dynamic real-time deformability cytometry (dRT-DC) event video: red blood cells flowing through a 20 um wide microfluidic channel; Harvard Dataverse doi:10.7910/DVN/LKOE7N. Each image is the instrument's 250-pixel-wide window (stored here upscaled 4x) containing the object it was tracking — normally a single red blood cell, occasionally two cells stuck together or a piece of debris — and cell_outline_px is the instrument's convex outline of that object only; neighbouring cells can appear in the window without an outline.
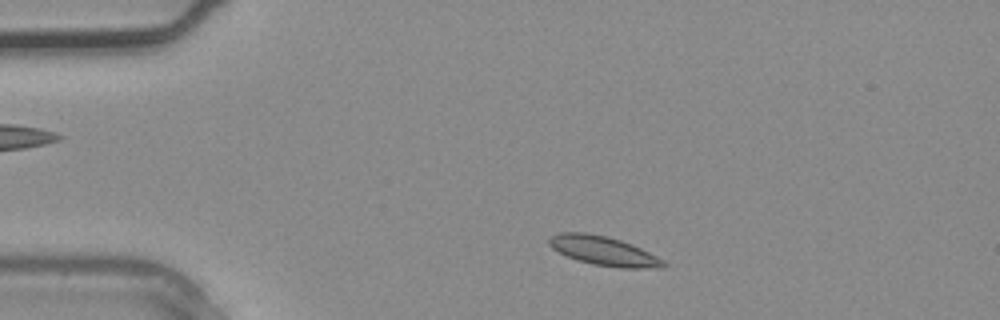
{"species": "common noctule bat (a hibernating species)", "species_latin": "Nyctalus noctula", "temperature_condition": "warm", "stored_images_in_passage": 2, "camera_frame_rate_fps": 3000, "um_per_image_px": 0.085, "animal": {"sex": "male", "body_mass_g": 20.4}, "frame": {"image": 1, "passage_image": 1, "time_ms": 0.0, "image_size_px": [1000, 320], "cell_outline_px": [[668, 264], [664, 268], [620, 268], [592, 264], [568, 256], [552, 248], [548, 244], [548, 240], [552, 236], [560, 232], [584, 232], [608, 236], [620, 240], [640, 248], [664, 260]], "centroid_in_image_um": [51.33, 21.33], "position_along_channel_um": 33.7, "area_um2": 19.31}}
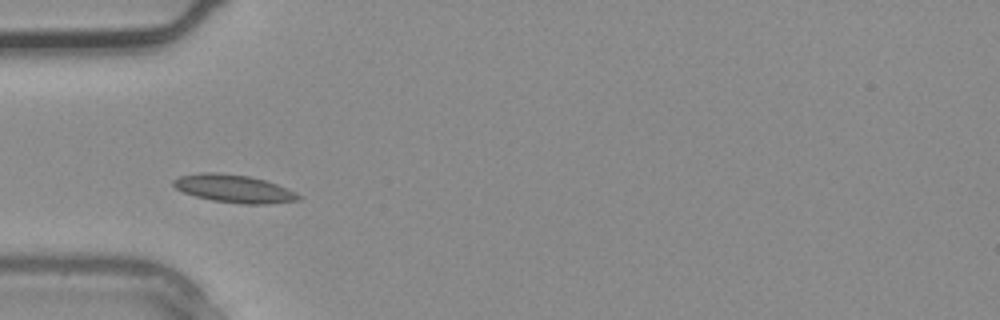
{"frame": {"image": 2, "passage_image": 2, "time_ms": 0.333, "image_size_px": [1000, 320], "cell_outline_px": [[304, 196], [300, 200], [268, 204], [244, 204], [212, 200], [196, 196], [184, 192], [176, 188], [172, 184], [172, 180], [180, 176], [200, 172], [216, 172], [248, 176], [264, 180], [276, 184], [296, 192]], "centroid_in_image_um": [19.91, 16.04], "position_along_channel_um": 65.1, "area_um2": 20.29}}